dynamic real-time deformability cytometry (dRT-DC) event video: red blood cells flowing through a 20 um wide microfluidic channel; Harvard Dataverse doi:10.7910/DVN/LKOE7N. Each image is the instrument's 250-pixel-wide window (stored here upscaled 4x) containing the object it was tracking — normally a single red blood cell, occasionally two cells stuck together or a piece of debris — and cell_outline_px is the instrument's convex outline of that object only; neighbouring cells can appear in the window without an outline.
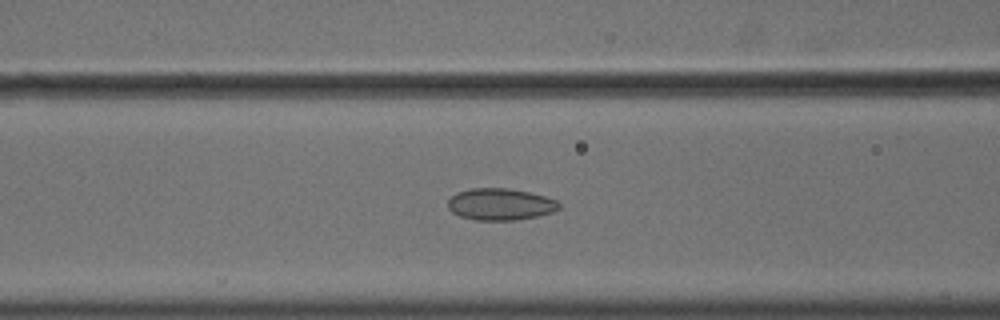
{"species": "common noctule bat (a hibernating species)", "species_latin": "Nyctalus noctula", "temperature_condition": "cold", "stored_images_in_passage": 56, "camera_frame_rate_fps": 3000, "um_per_image_px": 0.085, "animal": {"sex": "male", "body_mass_g": 18.8}, "frame": {"image": 1, "passage_image": 24, "time_ms": 7.667, "image_size_px": [1000, 320], "cell_outline_px": [[560, 208], [552, 212], [536, 216], [516, 220], [476, 220], [460, 216], [452, 212], [448, 208], [448, 200], [456, 192], [472, 188], [508, 188], [528, 192], [544, 196], [556, 200], [560, 204]], "centroid_in_image_um": [42.51, 17.36], "position_along_channel_um": 124.1, "area_um2": 20.52}}
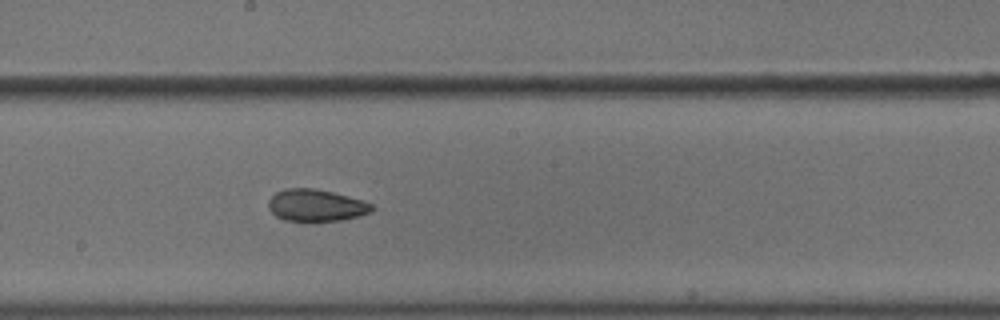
{"frame": {"image": 2, "passage_image": 32, "time_ms": 10.333, "image_size_px": [1000, 320], "cell_outline_px": [[376, 208], [372, 212], [340, 220], [308, 224], [284, 220], [276, 216], [268, 208], [268, 200], [276, 192], [288, 188], [312, 188], [332, 192], [364, 200], [372, 204]], "centroid_in_image_um": [26.86, 17.49], "position_along_channel_um": 221.3, "area_um2": 19.88}}
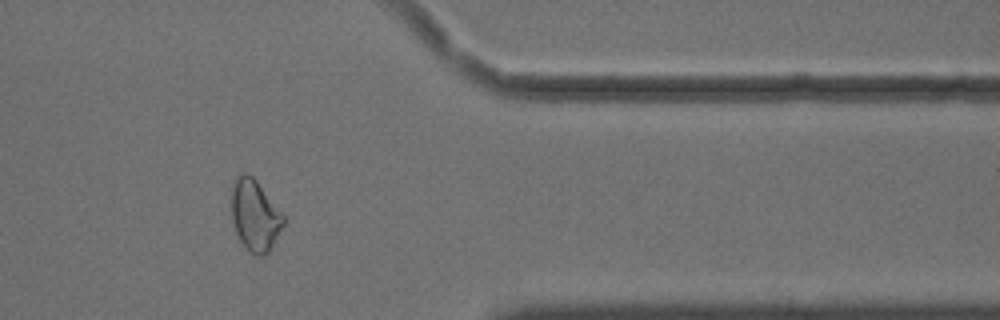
{"frame": {"image": 3, "passage_image": 47, "time_ms": 15.333, "image_size_px": [1000, 320], "cell_outline_px": [[284, 224], [268, 252], [260, 256], [256, 256], [248, 252], [240, 240], [236, 232], [232, 220], [232, 184], [236, 176], [244, 172], [248, 172], [256, 180], [284, 216]], "centroid_in_image_um": [21.64, 18.3], "position_along_channel_um": 389.8, "area_um2": 21.39}, "authors_computed_cell_mechanics": {"area_um2": 21.9929, "velocity_mm_per_s": 3.64, "shape_relaxation_time_tau1_ms": null, "shape_relaxation_time_tau2_ms": 2.7911, "deformation_change_tau1": null, "deformation_change_tau2": 0.071}}